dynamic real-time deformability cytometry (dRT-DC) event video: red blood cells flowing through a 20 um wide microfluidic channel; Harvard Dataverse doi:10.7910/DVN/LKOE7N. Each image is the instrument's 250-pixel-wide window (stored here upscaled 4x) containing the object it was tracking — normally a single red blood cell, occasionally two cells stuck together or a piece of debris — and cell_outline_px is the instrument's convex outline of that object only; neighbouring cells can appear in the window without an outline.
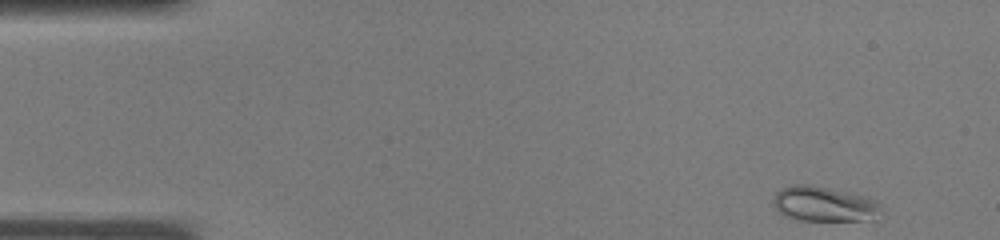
{"species": "common noctule bat (a hibernating species)", "species_latin": "Nyctalus noctula", "temperature_condition": "warm", "stored_images_in_passage": 10, "camera_frame_rate_fps": 3000, "um_per_image_px": 0.085, "animal": {"sex": "male", "body_mass_g": 19.0, "forearm_length_mm": 50.8}, "frame": {"image": 1, "passage_image": 1, "time_ms": 0.0, "image_size_px": [1000, 240], "cell_outline_px": [[880, 208], [872, 220], [800, 220], [784, 216], [776, 212], [772, 200], [776, 192], [792, 184], [812, 184], [868, 196], [876, 200], [880, 204]], "centroid_in_image_um": [70.0, 17.33], "position_along_channel_um": 15.0, "area_um2": 22.2}}